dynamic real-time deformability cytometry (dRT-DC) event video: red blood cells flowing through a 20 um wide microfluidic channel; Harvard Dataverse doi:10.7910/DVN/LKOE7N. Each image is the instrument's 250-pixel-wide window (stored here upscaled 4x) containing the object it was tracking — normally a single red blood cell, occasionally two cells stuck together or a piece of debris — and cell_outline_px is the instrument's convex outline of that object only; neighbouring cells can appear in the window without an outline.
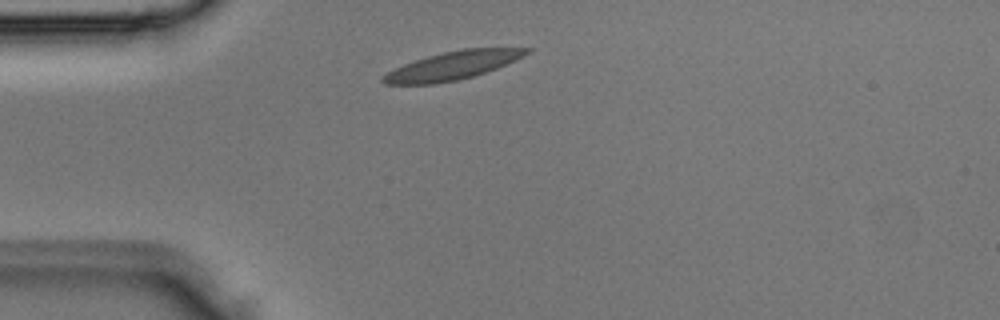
{"species": "Egyptian fruit bat (a non-hibernating species)", "species_latin": "Rousettus aegyptiacus", "temperature_condition": "room temperature", "stored_images_in_passage": 4, "camera_frame_rate_fps": 3000, "um_per_image_px": 0.085, "animal": {"sex": "male"}, "frame": {"image": 1, "passage_image": 4, "time_ms": 1.0, "image_size_px": [1000, 320], "cell_outline_px": [[532, 48], [528, 52], [496, 68], [472, 76], [456, 80], [432, 84], [384, 84], [380, 80], [380, 76], [404, 64], [428, 56], [460, 48]], "centroid_in_image_um": [38.38, 5.58], "position_along_channel_um": 46.6, "area_um2": 23.0}}